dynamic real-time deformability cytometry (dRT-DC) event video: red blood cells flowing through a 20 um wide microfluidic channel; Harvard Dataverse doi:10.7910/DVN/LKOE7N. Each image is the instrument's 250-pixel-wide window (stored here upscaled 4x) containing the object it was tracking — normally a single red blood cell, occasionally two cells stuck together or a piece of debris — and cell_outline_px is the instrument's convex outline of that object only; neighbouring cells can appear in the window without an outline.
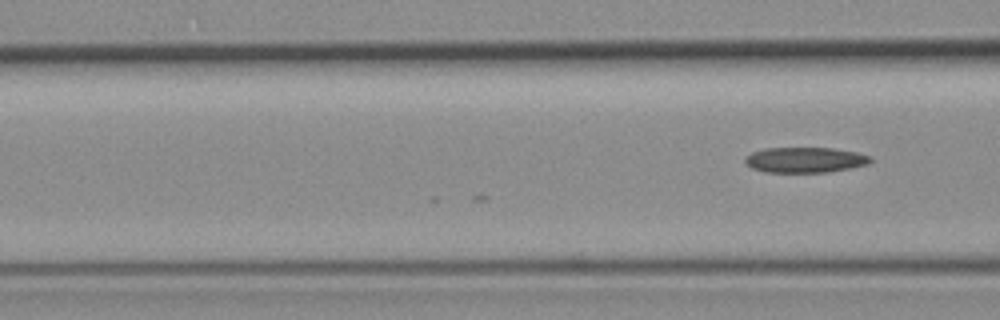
{"species": "common noctule bat (a hibernating species)", "species_latin": "Nyctalus noctula", "temperature_condition": "room temperature", "stored_images_in_passage": 5, "camera_frame_rate_fps": 3000, "um_per_image_px": 0.085, "animal": {"sex": "female", "body_mass_g": 19.3, "forearm_length_mm": 54.1}, "frame": {"image": 1, "passage_image": 5, "time_ms": 1.333, "image_size_px": [1000, 320], "cell_outline_px": [[872, 160], [868, 164], [828, 172], [764, 172], [752, 168], [744, 160], [752, 152], [764, 148], [832, 148], [856, 152], [872, 156]], "centroid_in_image_um": [68.44, 13.59], "position_along_channel_um": 98.2, "area_um2": 18.44}}